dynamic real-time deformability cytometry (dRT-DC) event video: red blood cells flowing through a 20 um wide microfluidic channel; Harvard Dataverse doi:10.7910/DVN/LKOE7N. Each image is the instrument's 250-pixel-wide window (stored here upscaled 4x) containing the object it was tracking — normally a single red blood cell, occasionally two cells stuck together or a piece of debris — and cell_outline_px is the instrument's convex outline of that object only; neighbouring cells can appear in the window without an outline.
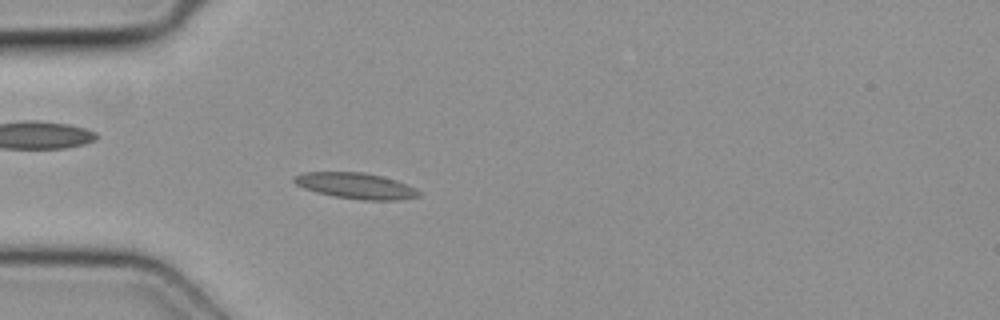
{"species": "common noctule bat (a hibernating species)", "species_latin": "Nyctalus noctula", "temperature_condition": "cold", "stored_images_in_passage": 4, "camera_frame_rate_fps": 3000, "um_per_image_px": 0.085, "animal": {"sex": "female", "body_mass_g": 19.3, "forearm_length_mm": 54.1}, "frame": {"image": 1, "passage_image": 4, "time_ms": 1.0, "image_size_px": [1000, 320], "cell_outline_px": [[420, 196], [400, 200], [364, 200], [332, 196], [316, 192], [304, 188], [296, 184], [292, 180], [296, 176], [304, 172], [364, 172], [396, 180], [416, 188], [420, 192]], "centroid_in_image_um": [30.26, 15.8], "position_along_channel_um": 54.7, "area_um2": 18.79}}